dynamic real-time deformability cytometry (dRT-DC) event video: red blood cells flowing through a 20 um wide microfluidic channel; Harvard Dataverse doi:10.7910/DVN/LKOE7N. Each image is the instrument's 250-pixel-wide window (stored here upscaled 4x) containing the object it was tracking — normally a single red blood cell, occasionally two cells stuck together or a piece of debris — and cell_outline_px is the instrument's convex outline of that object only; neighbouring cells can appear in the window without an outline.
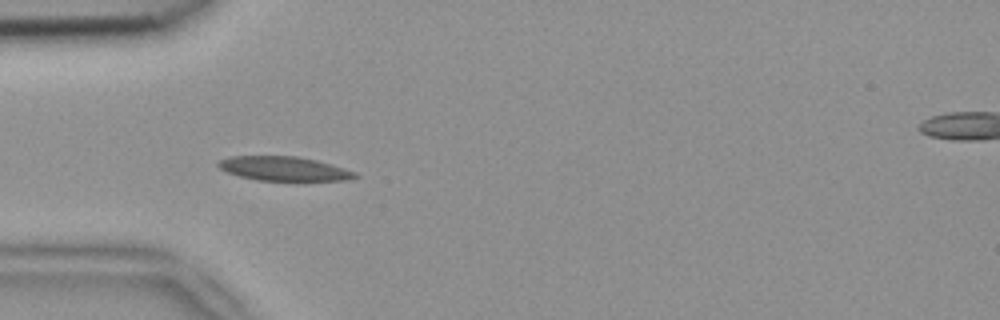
{"species": "common noctule bat (a hibernating species)", "species_latin": "Nyctalus noctula", "temperature_condition": "room temperature", "stored_images_in_passage": 3, "camera_frame_rate_fps": 3000, "um_per_image_px": 0.085, "animal": {"sex": "female", "body_mass_g": 18.4}, "frame": {"image": 1, "passage_image": 2, "time_ms": 0.333, "image_size_px": [1000, 320], "cell_outline_px": [[360, 176], [348, 180], [256, 180], [240, 176], [228, 172], [220, 168], [216, 164], [220, 160], [232, 156], [296, 156], [316, 160], [344, 168], [356, 172]], "centroid_in_image_um": [24.15, 14.33], "position_along_channel_um": 60.9, "area_um2": 19.07}}